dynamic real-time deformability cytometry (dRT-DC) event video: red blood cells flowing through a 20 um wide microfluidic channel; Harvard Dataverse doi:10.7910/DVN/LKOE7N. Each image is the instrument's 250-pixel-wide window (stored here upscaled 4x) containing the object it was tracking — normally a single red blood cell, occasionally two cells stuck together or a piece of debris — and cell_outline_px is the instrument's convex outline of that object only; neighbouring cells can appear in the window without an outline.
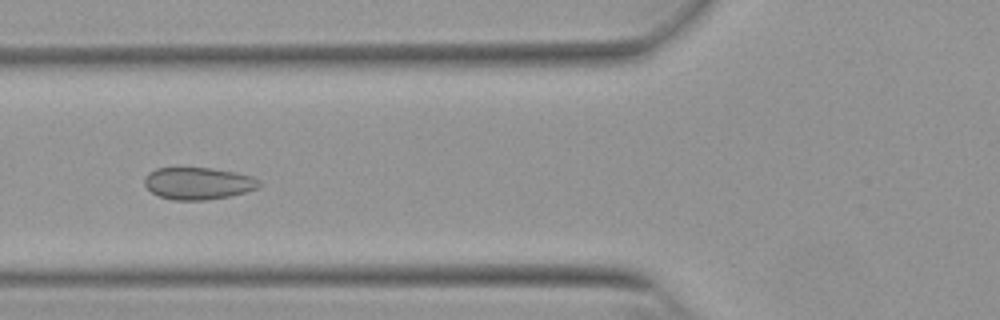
{"species": "Egyptian fruit bat (a non-hibernating species)", "species_latin": "Rousettus aegyptiacus", "temperature_condition": "warm", "stored_images_in_passage": 47, "camera_frame_rate_fps": 3000, "um_per_image_px": 0.085, "animal": {"sex": "female"}, "frame": {"image": 1, "passage_image": 19, "time_ms": 6.0, "image_size_px": [1000, 320], "cell_outline_px": [[260, 184], [256, 188], [244, 192], [228, 196], [208, 200], [172, 200], [160, 196], [152, 192], [144, 184], [144, 180], [148, 172], [156, 168], [212, 168], [236, 172], [252, 176], [260, 180]], "centroid_in_image_um": [16.83, 15.58], "position_along_channel_um": 109.0, "area_um2": 21.39}}
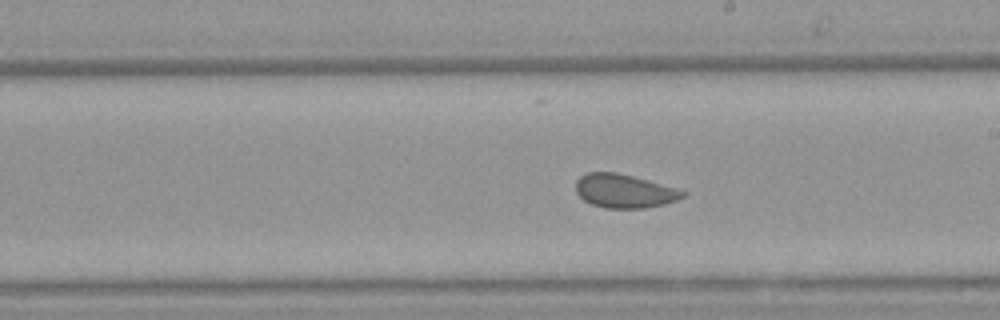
{"frame": {"image": 2, "passage_image": 29, "time_ms": 9.333, "image_size_px": [1000, 320], "cell_outline_px": [[688, 192], [684, 196], [676, 200], [664, 204], [644, 208], [604, 208], [592, 204], [584, 200], [576, 192], [576, 180], [580, 176], [588, 172], [616, 172], [680, 188]], "centroid_in_image_um": [53.09, 16.23], "position_along_channel_um": 235.9, "area_um2": 21.1}}
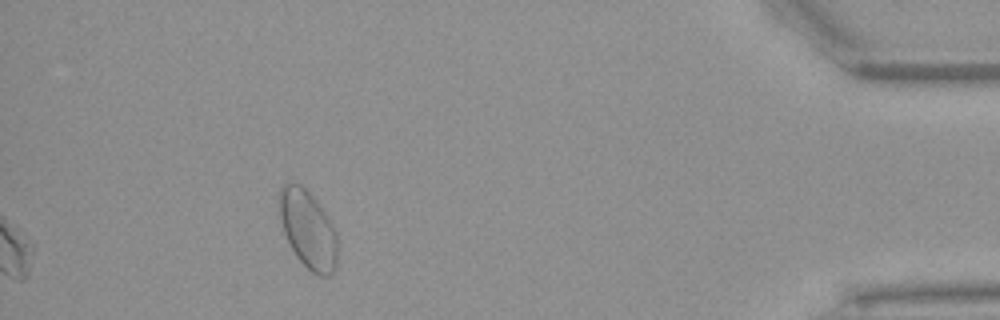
{"frame": {"image": 3, "passage_image": 47, "time_ms": 15.333, "image_size_px": [1000, 320], "cell_outline_px": [[336, 264], [332, 272], [328, 276], [320, 276], [312, 272], [296, 256], [284, 232], [280, 220], [276, 200], [276, 196], [284, 180], [300, 184], [320, 204], [328, 216], [336, 232]], "centroid_in_image_um": [26.12, 19.41], "position_along_channel_um": 409.1, "area_um2": 26.7}, "authors_computed_cell_mechanics": {"area_um2": 21.386, "velocity_mm_per_s": 3.8323, "shape_relaxation_time_tau1_ms": null, "shape_relaxation_time_tau2_ms": 0.5582, "deformation_change_tau1": null, "deformation_change_tau2": 0.0489}}